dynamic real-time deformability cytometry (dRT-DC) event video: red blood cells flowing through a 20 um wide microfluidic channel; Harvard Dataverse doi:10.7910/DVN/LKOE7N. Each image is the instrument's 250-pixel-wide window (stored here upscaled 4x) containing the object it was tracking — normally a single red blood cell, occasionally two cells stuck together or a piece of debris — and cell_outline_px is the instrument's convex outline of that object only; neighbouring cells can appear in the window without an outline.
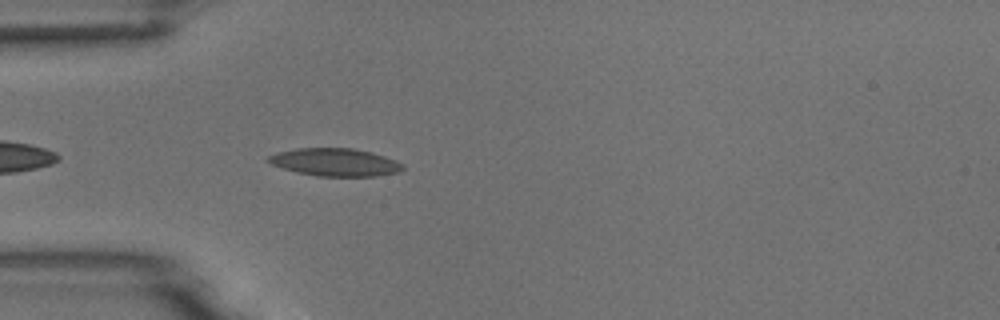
{"species": "common noctule bat (a hibernating species)", "species_latin": "Nyctalus noctula", "temperature_condition": "room temperature", "stored_images_in_passage": 25, "camera_frame_rate_fps": 3000, "um_per_image_px": 0.085, "animal": {"sex": "male", "body_mass_g": 18.8}, "frame": {"image": 1, "passage_image": 4, "time_ms": 1.0, "image_size_px": [1000, 320], "cell_outline_px": [[404, 168], [400, 172], [376, 176], [316, 176], [296, 172], [272, 164], [264, 160], [268, 156], [276, 152], [296, 148], [352, 148], [372, 152], [396, 160], [404, 164]], "centroid_in_image_um": [28.48, 13.78], "position_along_channel_um": 56.5, "area_um2": 21.91}}